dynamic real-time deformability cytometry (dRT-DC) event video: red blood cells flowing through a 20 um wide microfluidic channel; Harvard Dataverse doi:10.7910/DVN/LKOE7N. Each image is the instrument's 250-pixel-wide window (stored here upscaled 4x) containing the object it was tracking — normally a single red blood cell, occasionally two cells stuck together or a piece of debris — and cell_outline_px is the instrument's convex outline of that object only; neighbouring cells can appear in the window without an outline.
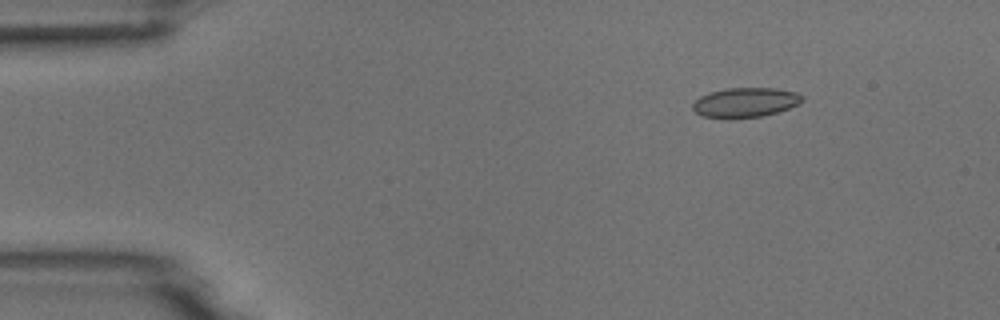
{"species": "common noctule bat (a hibernating species)", "species_latin": "Nyctalus noctula", "temperature_condition": "room temperature", "stored_images_in_passage": 5, "camera_frame_rate_fps": 3000, "um_per_image_px": 0.085, "animal": {"sex": "male", "body_mass_g": 18.8}, "frame": {"image": 1, "passage_image": 2, "time_ms": 1.0, "image_size_px": [1000, 320], "cell_outline_px": [[804, 100], [788, 108], [776, 112], [760, 116], [728, 120], [700, 116], [692, 108], [692, 104], [700, 96], [724, 88], [776, 88], [796, 92], [804, 96]], "centroid_in_image_um": [63.31, 8.72], "position_along_channel_um": 21.7, "area_um2": 19.13}}
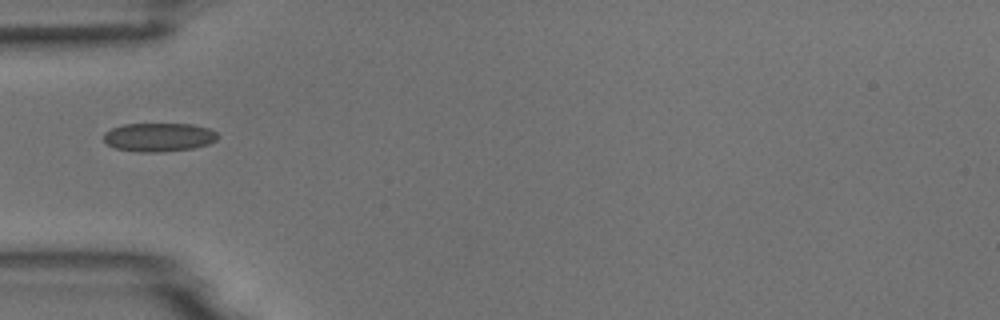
{"frame": {"image": 2, "passage_image": 5, "time_ms": 4.333, "image_size_px": [1000, 320], "cell_outline_px": [[220, 136], [216, 140], [208, 144], [192, 148], [160, 152], [140, 152], [116, 148], [108, 144], [104, 140], [104, 132], [112, 128], [124, 124], [192, 124], [208, 128], [216, 132]], "centroid_in_image_um": [13.51, 11.65], "position_along_channel_um": 71.5, "area_um2": 18.96}}